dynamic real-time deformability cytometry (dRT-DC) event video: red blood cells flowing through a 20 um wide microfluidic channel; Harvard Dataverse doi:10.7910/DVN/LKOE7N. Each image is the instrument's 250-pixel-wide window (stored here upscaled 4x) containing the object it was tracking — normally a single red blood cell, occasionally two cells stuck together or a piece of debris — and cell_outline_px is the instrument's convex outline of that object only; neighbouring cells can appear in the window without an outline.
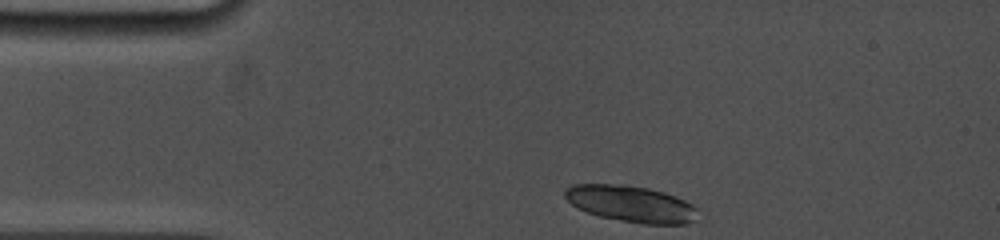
{"species": "common noctule bat (a hibernating species)", "species_latin": "Nyctalus noctula", "temperature_condition": "cold", "stored_images_in_passage": 9, "camera_frame_rate_fps": 5000, "um_per_image_px": 0.085, "animal": {"sex": "female", "body_mass_g": 19.0, "forearm_length_mm": 53.3}, "frame": {"image": 1, "passage_image": 1, "time_ms": 0.0, "image_size_px": [1000, 240], "cell_outline_px": [[696, 208], [692, 220], [684, 224], [644, 224], [620, 220], [600, 216], [588, 212], [572, 204], [564, 196], [564, 192], [572, 184], [624, 184], [648, 188], [664, 192], [684, 200], [692, 204]], "centroid_in_image_um": [53.61, 17.31], "position_along_channel_um": 31.4, "area_um2": 27.74}}